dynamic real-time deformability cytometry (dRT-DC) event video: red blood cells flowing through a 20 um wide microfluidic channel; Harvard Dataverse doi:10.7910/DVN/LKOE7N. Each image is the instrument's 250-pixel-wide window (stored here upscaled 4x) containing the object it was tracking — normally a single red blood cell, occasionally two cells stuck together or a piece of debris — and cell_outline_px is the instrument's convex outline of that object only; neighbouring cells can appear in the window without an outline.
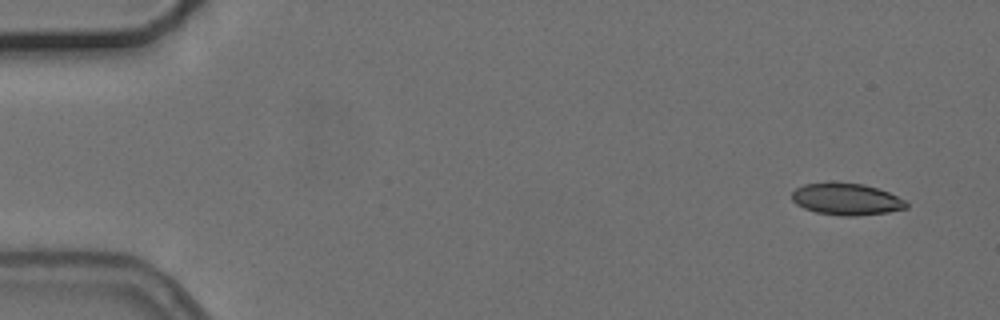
{"species": "common noctule bat (a hibernating species)", "species_latin": "Nyctalus noctula", "temperature_condition": "cold", "stored_images_in_passage": 5, "segment_of_instrument_passage": [1, 2], "camera_frame_rate_fps": 3000, "um_per_image_px": 0.085, "animal": {"sex": "female", "body_mass_g": 24.6, "forearm_length_mm": 56.2}, "frame": {"image": 1, "passage_image": 1, "time_ms": 0.0, "image_size_px": [1000, 320], "cell_outline_px": [[908, 208], [888, 212], [856, 216], [840, 216], [816, 212], [804, 208], [796, 204], [792, 200], [792, 192], [796, 188], [804, 184], [828, 180], [864, 184], [888, 192], [904, 200], [908, 204]], "centroid_in_image_um": [71.9, 16.9], "position_along_channel_um": 13.1, "area_um2": 21.62}}
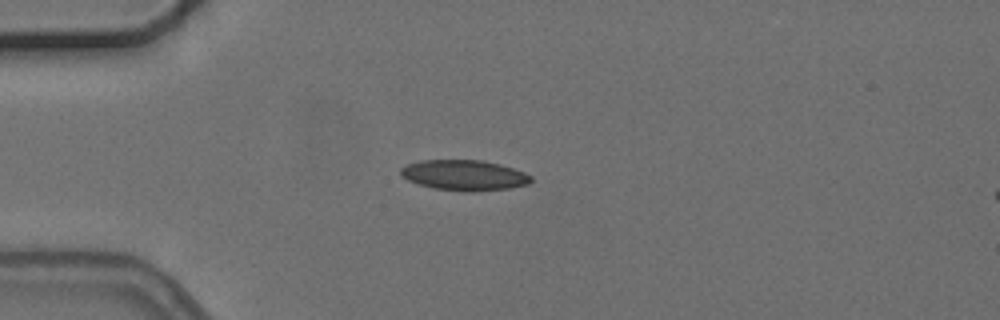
{"frame": {"image": 2, "passage_image": 4, "time_ms": 3.667, "image_size_px": [1000, 320], "cell_outline_px": [[532, 180], [528, 184], [508, 188], [472, 192], [468, 192], [432, 188], [408, 180], [400, 176], [400, 168], [408, 164], [420, 160], [484, 160], [500, 164], [524, 172], [532, 176]], "centroid_in_image_um": [39.45, 14.89], "position_along_channel_um": 45.6, "area_um2": 23.18}}